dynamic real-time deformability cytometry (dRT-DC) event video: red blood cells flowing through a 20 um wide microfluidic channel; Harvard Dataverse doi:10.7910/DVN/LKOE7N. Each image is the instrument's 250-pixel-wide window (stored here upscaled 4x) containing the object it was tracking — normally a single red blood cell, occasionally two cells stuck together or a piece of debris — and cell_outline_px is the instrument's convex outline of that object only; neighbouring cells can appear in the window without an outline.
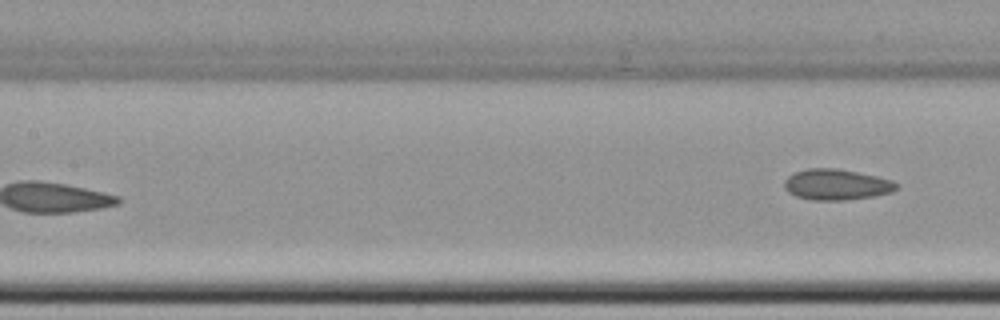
{"species": "common noctule bat (a hibernating species)", "species_latin": "Nyctalus noctula", "temperature_condition": "cold", "stored_images_in_passage": 7, "segment_of_instrument_passage": [2, 2], "camera_frame_rate_fps": 3000, "um_per_image_px": 0.085, "animal": {"sex": "female", "body_mass_g": 22.7, "forearm_length_mm": 54.2}, "frame": {"image": 1, "passage_image": 7, "time_ms": 9.333, "image_size_px": [1000, 320], "cell_outline_px": [[900, 188], [892, 192], [876, 196], [844, 200], [812, 200], [796, 196], [788, 192], [784, 188], [784, 180], [788, 176], [796, 172], [808, 168], [836, 168], [876, 176], [892, 180], [900, 184]], "centroid_in_image_um": [71.13, 15.69], "position_along_channel_um": 136.3, "area_um2": 20.29}}